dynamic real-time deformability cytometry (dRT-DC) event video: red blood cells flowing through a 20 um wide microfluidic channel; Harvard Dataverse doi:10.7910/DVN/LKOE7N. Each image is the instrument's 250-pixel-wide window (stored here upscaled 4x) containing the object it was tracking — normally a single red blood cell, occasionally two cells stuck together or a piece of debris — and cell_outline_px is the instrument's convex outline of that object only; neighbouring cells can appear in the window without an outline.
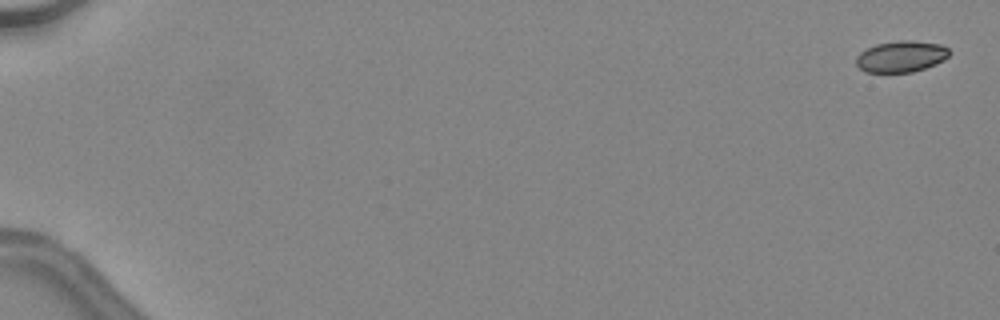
{"species": "common noctule bat (a hibernating species)", "species_latin": "Nyctalus noctula", "temperature_condition": "warm", "stored_images_in_passage": 18, "camera_frame_rate_fps": 3000, "um_per_image_px": 0.085, "animal": {"sex": "female", "body_mass_g": 24.6, "forearm_length_mm": 56.2}, "frame": {"image": 1, "passage_image": 2, "time_ms": 0.333, "image_size_px": [1000, 320], "cell_outline_px": [[952, 52], [944, 60], [936, 64], [912, 72], [864, 72], [856, 64], [856, 56], [860, 52], [876, 44], [900, 40], [912, 40], [940, 44], [948, 48]], "centroid_in_image_um": [76.61, 4.8], "position_along_channel_um": 8.4, "area_um2": 17.05}}
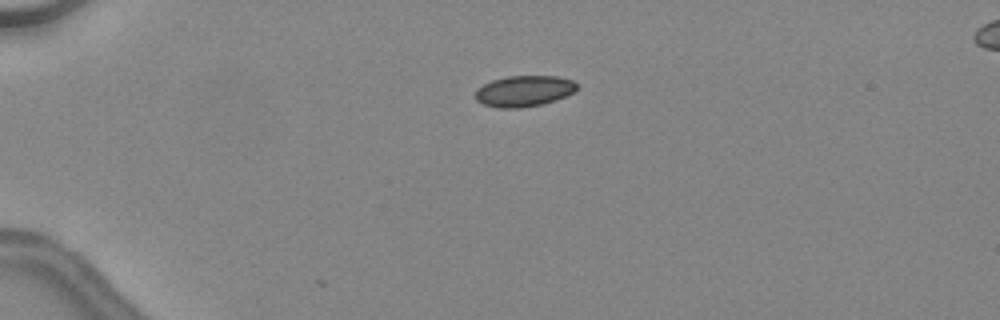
{"frame": {"image": 2, "passage_image": 14, "time_ms": 4.333, "image_size_px": [1000, 320], "cell_outline_px": [[576, 88], [572, 92], [556, 100], [540, 104], [520, 108], [496, 108], [484, 104], [476, 100], [476, 88], [492, 80], [508, 76], [556, 76], [572, 80], [576, 84]], "centroid_in_image_um": [44.5, 7.74], "position_along_channel_um": 40.5, "area_um2": 18.15}}